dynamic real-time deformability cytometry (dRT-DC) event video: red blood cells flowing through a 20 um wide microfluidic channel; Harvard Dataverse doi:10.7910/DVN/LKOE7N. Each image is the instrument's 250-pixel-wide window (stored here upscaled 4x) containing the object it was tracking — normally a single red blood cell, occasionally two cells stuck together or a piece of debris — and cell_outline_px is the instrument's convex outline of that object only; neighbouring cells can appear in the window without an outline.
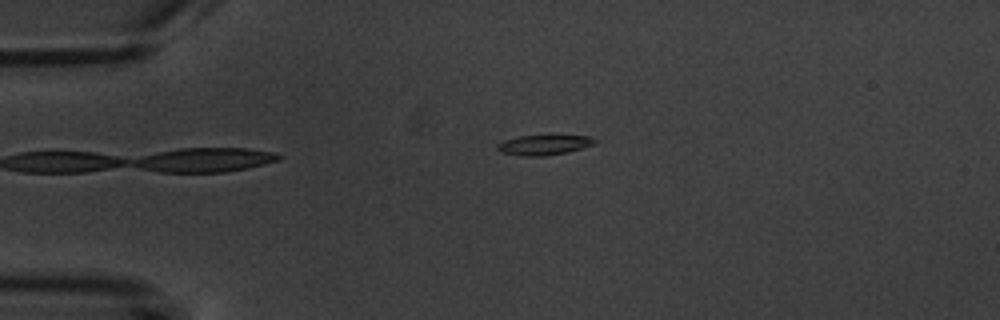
{"species": "common noctule bat (a hibernating species)", "species_latin": "Nyctalus noctula", "temperature_condition": "warm", "stored_images_in_passage": 2, "camera_frame_rate_fps": 3000, "um_per_image_px": 0.085, "animal": {"sex": "male", "body_mass_g": 20.1, "forearm_length_mm": 53.5}, "frame": {"image": 1, "passage_image": 1, "time_ms": 0.0, "image_size_px": [1000, 320], "cell_outline_px": [[596, 140], [592, 144], [568, 152], [544, 156], [524, 156], [500, 152], [496, 148], [496, 144], [504, 140], [520, 136], [588, 136]], "centroid_in_image_um": [46.15, 12.33], "position_along_channel_um": 38.8, "area_um2": 11.1}}